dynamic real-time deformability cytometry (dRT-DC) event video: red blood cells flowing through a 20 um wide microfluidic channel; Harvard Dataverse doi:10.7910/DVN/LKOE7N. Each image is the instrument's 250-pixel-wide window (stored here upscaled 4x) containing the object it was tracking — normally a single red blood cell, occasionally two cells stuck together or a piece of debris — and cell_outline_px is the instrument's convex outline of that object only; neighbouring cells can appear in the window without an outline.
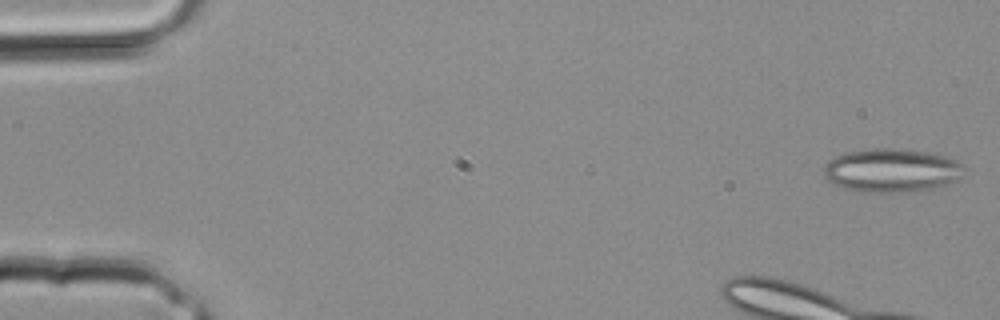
{"species": "common noctule bat (a hibernating species)", "species_latin": "Nyctalus noctula", "temperature_condition": "room temperature", "stored_images_in_passage": 8, "camera_frame_rate_fps": 3000, "um_per_image_px": 0.085, "animal": {"sex": "male", "body_mass_g": 20.4}, "frame": {"image": 1, "passage_image": 1, "time_ms": 0.0, "image_size_px": [1000, 320], "cell_outline_px": [[964, 168], [956, 180], [948, 184], [928, 188], [896, 192], [868, 192], [844, 188], [828, 180], [824, 176], [824, 164], [828, 160], [836, 156], [848, 152], [872, 148], [888, 148], [924, 152], [948, 156], [964, 164]], "centroid_in_image_um": [75.76, 14.47], "position_along_channel_um": 9.2, "area_um2": 35.08}}